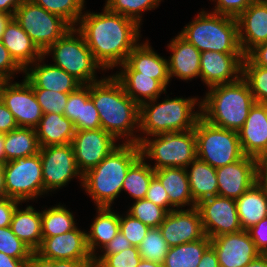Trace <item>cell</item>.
<instances>
[{"label": "cell", "mask_w": 267, "mask_h": 267, "mask_svg": "<svg viewBox=\"0 0 267 267\" xmlns=\"http://www.w3.org/2000/svg\"><path fill=\"white\" fill-rule=\"evenodd\" d=\"M78 31L102 69H112L126 62L138 45L140 25L131 18L110 11L82 14Z\"/></svg>", "instance_id": "1"}, {"label": "cell", "mask_w": 267, "mask_h": 267, "mask_svg": "<svg viewBox=\"0 0 267 267\" xmlns=\"http://www.w3.org/2000/svg\"><path fill=\"white\" fill-rule=\"evenodd\" d=\"M90 98L98 110L101 129L116 140L126 136V143L139 144V137L133 134L135 125L139 126V105L114 76L91 83Z\"/></svg>", "instance_id": "2"}, {"label": "cell", "mask_w": 267, "mask_h": 267, "mask_svg": "<svg viewBox=\"0 0 267 267\" xmlns=\"http://www.w3.org/2000/svg\"><path fill=\"white\" fill-rule=\"evenodd\" d=\"M140 156L139 144H119L101 163L83 174L82 186L97 207H111L122 191L128 169Z\"/></svg>", "instance_id": "3"}, {"label": "cell", "mask_w": 267, "mask_h": 267, "mask_svg": "<svg viewBox=\"0 0 267 267\" xmlns=\"http://www.w3.org/2000/svg\"><path fill=\"white\" fill-rule=\"evenodd\" d=\"M198 102L201 117L212 125L238 132L256 103L247 82L241 77L233 83L210 87Z\"/></svg>", "instance_id": "4"}, {"label": "cell", "mask_w": 267, "mask_h": 267, "mask_svg": "<svg viewBox=\"0 0 267 267\" xmlns=\"http://www.w3.org/2000/svg\"><path fill=\"white\" fill-rule=\"evenodd\" d=\"M157 99L139 105V130L149 136L189 131L195 128L201 112H194L197 98L166 99L157 104ZM154 103V104H153Z\"/></svg>", "instance_id": "5"}, {"label": "cell", "mask_w": 267, "mask_h": 267, "mask_svg": "<svg viewBox=\"0 0 267 267\" xmlns=\"http://www.w3.org/2000/svg\"><path fill=\"white\" fill-rule=\"evenodd\" d=\"M180 35L200 52L242 53L234 17L201 11Z\"/></svg>", "instance_id": "6"}, {"label": "cell", "mask_w": 267, "mask_h": 267, "mask_svg": "<svg viewBox=\"0 0 267 267\" xmlns=\"http://www.w3.org/2000/svg\"><path fill=\"white\" fill-rule=\"evenodd\" d=\"M155 139L139 137L141 157L156 160L153 170L185 168L197 158L194 129L153 135ZM157 137V138H156Z\"/></svg>", "instance_id": "7"}, {"label": "cell", "mask_w": 267, "mask_h": 267, "mask_svg": "<svg viewBox=\"0 0 267 267\" xmlns=\"http://www.w3.org/2000/svg\"><path fill=\"white\" fill-rule=\"evenodd\" d=\"M79 34L74 36V34ZM76 37V38H75ZM53 52L54 65L72 75L81 84L97 82L95 70L101 65L95 60L82 34L70 28L59 40L51 44L43 53Z\"/></svg>", "instance_id": "8"}, {"label": "cell", "mask_w": 267, "mask_h": 267, "mask_svg": "<svg viewBox=\"0 0 267 267\" xmlns=\"http://www.w3.org/2000/svg\"><path fill=\"white\" fill-rule=\"evenodd\" d=\"M197 158L215 169L242 159L238 132L217 127L200 117L194 128Z\"/></svg>", "instance_id": "9"}, {"label": "cell", "mask_w": 267, "mask_h": 267, "mask_svg": "<svg viewBox=\"0 0 267 267\" xmlns=\"http://www.w3.org/2000/svg\"><path fill=\"white\" fill-rule=\"evenodd\" d=\"M14 18L42 53L72 28L64 19L32 0H24L16 9Z\"/></svg>", "instance_id": "10"}, {"label": "cell", "mask_w": 267, "mask_h": 267, "mask_svg": "<svg viewBox=\"0 0 267 267\" xmlns=\"http://www.w3.org/2000/svg\"><path fill=\"white\" fill-rule=\"evenodd\" d=\"M3 167L8 198L22 203L43 195L44 185L40 153L8 161Z\"/></svg>", "instance_id": "11"}, {"label": "cell", "mask_w": 267, "mask_h": 267, "mask_svg": "<svg viewBox=\"0 0 267 267\" xmlns=\"http://www.w3.org/2000/svg\"><path fill=\"white\" fill-rule=\"evenodd\" d=\"M39 153L42 164L44 193L65 186L74 176L80 177L81 182H83V175L77 168L71 143L49 145L40 148Z\"/></svg>", "instance_id": "12"}, {"label": "cell", "mask_w": 267, "mask_h": 267, "mask_svg": "<svg viewBox=\"0 0 267 267\" xmlns=\"http://www.w3.org/2000/svg\"><path fill=\"white\" fill-rule=\"evenodd\" d=\"M0 81V99L13 114L18 127L35 129L43 112L32 86L24 79L20 83Z\"/></svg>", "instance_id": "13"}, {"label": "cell", "mask_w": 267, "mask_h": 267, "mask_svg": "<svg viewBox=\"0 0 267 267\" xmlns=\"http://www.w3.org/2000/svg\"><path fill=\"white\" fill-rule=\"evenodd\" d=\"M196 207L201 215L204 233L210 239L242 231L235 199L217 195L201 200Z\"/></svg>", "instance_id": "14"}, {"label": "cell", "mask_w": 267, "mask_h": 267, "mask_svg": "<svg viewBox=\"0 0 267 267\" xmlns=\"http://www.w3.org/2000/svg\"><path fill=\"white\" fill-rule=\"evenodd\" d=\"M115 141L111 134L101 128L75 131L71 145L82 175L101 163L117 147Z\"/></svg>", "instance_id": "15"}, {"label": "cell", "mask_w": 267, "mask_h": 267, "mask_svg": "<svg viewBox=\"0 0 267 267\" xmlns=\"http://www.w3.org/2000/svg\"><path fill=\"white\" fill-rule=\"evenodd\" d=\"M159 229L169 247L194 242L205 236L197 207L168 212Z\"/></svg>", "instance_id": "16"}, {"label": "cell", "mask_w": 267, "mask_h": 267, "mask_svg": "<svg viewBox=\"0 0 267 267\" xmlns=\"http://www.w3.org/2000/svg\"><path fill=\"white\" fill-rule=\"evenodd\" d=\"M219 267H245L261 255L247 230L211 238Z\"/></svg>", "instance_id": "17"}, {"label": "cell", "mask_w": 267, "mask_h": 267, "mask_svg": "<svg viewBox=\"0 0 267 267\" xmlns=\"http://www.w3.org/2000/svg\"><path fill=\"white\" fill-rule=\"evenodd\" d=\"M244 57L243 53L201 52L200 77L202 81L208 88L236 82L242 76Z\"/></svg>", "instance_id": "18"}, {"label": "cell", "mask_w": 267, "mask_h": 267, "mask_svg": "<svg viewBox=\"0 0 267 267\" xmlns=\"http://www.w3.org/2000/svg\"><path fill=\"white\" fill-rule=\"evenodd\" d=\"M258 159L244 156L242 159L216 169L218 195L237 199L249 190L257 179Z\"/></svg>", "instance_id": "19"}, {"label": "cell", "mask_w": 267, "mask_h": 267, "mask_svg": "<svg viewBox=\"0 0 267 267\" xmlns=\"http://www.w3.org/2000/svg\"><path fill=\"white\" fill-rule=\"evenodd\" d=\"M86 234L75 227L61 235L43 237L36 252L52 260H93L88 250Z\"/></svg>", "instance_id": "20"}, {"label": "cell", "mask_w": 267, "mask_h": 267, "mask_svg": "<svg viewBox=\"0 0 267 267\" xmlns=\"http://www.w3.org/2000/svg\"><path fill=\"white\" fill-rule=\"evenodd\" d=\"M236 20L239 44L244 55L258 44L267 42V2H252Z\"/></svg>", "instance_id": "21"}, {"label": "cell", "mask_w": 267, "mask_h": 267, "mask_svg": "<svg viewBox=\"0 0 267 267\" xmlns=\"http://www.w3.org/2000/svg\"><path fill=\"white\" fill-rule=\"evenodd\" d=\"M238 135L245 156L256 159L267 157V115L260 103L250 108Z\"/></svg>", "instance_id": "22"}, {"label": "cell", "mask_w": 267, "mask_h": 267, "mask_svg": "<svg viewBox=\"0 0 267 267\" xmlns=\"http://www.w3.org/2000/svg\"><path fill=\"white\" fill-rule=\"evenodd\" d=\"M3 45L8 49L14 61L25 71L29 64L45 58L43 53L33 43L27 32L13 17L6 25L2 37Z\"/></svg>", "instance_id": "23"}, {"label": "cell", "mask_w": 267, "mask_h": 267, "mask_svg": "<svg viewBox=\"0 0 267 267\" xmlns=\"http://www.w3.org/2000/svg\"><path fill=\"white\" fill-rule=\"evenodd\" d=\"M34 65V68H27L24 71V79L32 88L69 94L82 85L72 75L68 74L60 67L51 64L40 65L39 63L35 64V62Z\"/></svg>", "instance_id": "24"}, {"label": "cell", "mask_w": 267, "mask_h": 267, "mask_svg": "<svg viewBox=\"0 0 267 267\" xmlns=\"http://www.w3.org/2000/svg\"><path fill=\"white\" fill-rule=\"evenodd\" d=\"M170 42L168 48L173 52L168 60L170 78L176 76L190 80L200 76L201 52L180 34Z\"/></svg>", "instance_id": "25"}, {"label": "cell", "mask_w": 267, "mask_h": 267, "mask_svg": "<svg viewBox=\"0 0 267 267\" xmlns=\"http://www.w3.org/2000/svg\"><path fill=\"white\" fill-rule=\"evenodd\" d=\"M120 66L123 70L113 76L120 82L126 94L138 105L147 100H154L163 91L166 92V88L152 76L140 75L127 62Z\"/></svg>", "instance_id": "26"}, {"label": "cell", "mask_w": 267, "mask_h": 267, "mask_svg": "<svg viewBox=\"0 0 267 267\" xmlns=\"http://www.w3.org/2000/svg\"><path fill=\"white\" fill-rule=\"evenodd\" d=\"M126 62L140 75L152 76L165 88L170 81L168 60L154 52L145 42L139 44L129 53Z\"/></svg>", "instance_id": "27"}, {"label": "cell", "mask_w": 267, "mask_h": 267, "mask_svg": "<svg viewBox=\"0 0 267 267\" xmlns=\"http://www.w3.org/2000/svg\"><path fill=\"white\" fill-rule=\"evenodd\" d=\"M154 176L160 181L166 190L172 209L191 205L196 207L190 190L187 169L185 168H162L155 170Z\"/></svg>", "instance_id": "28"}, {"label": "cell", "mask_w": 267, "mask_h": 267, "mask_svg": "<svg viewBox=\"0 0 267 267\" xmlns=\"http://www.w3.org/2000/svg\"><path fill=\"white\" fill-rule=\"evenodd\" d=\"M40 147L65 145L71 143L75 128L73 123L62 114H43L35 128Z\"/></svg>", "instance_id": "29"}, {"label": "cell", "mask_w": 267, "mask_h": 267, "mask_svg": "<svg viewBox=\"0 0 267 267\" xmlns=\"http://www.w3.org/2000/svg\"><path fill=\"white\" fill-rule=\"evenodd\" d=\"M242 230L267 217V194L257 182L235 200Z\"/></svg>", "instance_id": "30"}, {"label": "cell", "mask_w": 267, "mask_h": 267, "mask_svg": "<svg viewBox=\"0 0 267 267\" xmlns=\"http://www.w3.org/2000/svg\"><path fill=\"white\" fill-rule=\"evenodd\" d=\"M10 228L33 251L40 247L43 240L41 212L35 211L32 206L24 210L16 207Z\"/></svg>", "instance_id": "31"}, {"label": "cell", "mask_w": 267, "mask_h": 267, "mask_svg": "<svg viewBox=\"0 0 267 267\" xmlns=\"http://www.w3.org/2000/svg\"><path fill=\"white\" fill-rule=\"evenodd\" d=\"M190 165L191 169L187 170V175L194 202L198 204L201 200L217 196L216 169L198 158Z\"/></svg>", "instance_id": "32"}, {"label": "cell", "mask_w": 267, "mask_h": 267, "mask_svg": "<svg viewBox=\"0 0 267 267\" xmlns=\"http://www.w3.org/2000/svg\"><path fill=\"white\" fill-rule=\"evenodd\" d=\"M98 215L91 224L89 234L87 232V246L93 258L98 246L105 247L119 232V214L111 211V207H98Z\"/></svg>", "instance_id": "33"}, {"label": "cell", "mask_w": 267, "mask_h": 267, "mask_svg": "<svg viewBox=\"0 0 267 267\" xmlns=\"http://www.w3.org/2000/svg\"><path fill=\"white\" fill-rule=\"evenodd\" d=\"M5 163L16 158L30 157L40 152V144L33 128L17 127L4 134Z\"/></svg>", "instance_id": "34"}, {"label": "cell", "mask_w": 267, "mask_h": 267, "mask_svg": "<svg viewBox=\"0 0 267 267\" xmlns=\"http://www.w3.org/2000/svg\"><path fill=\"white\" fill-rule=\"evenodd\" d=\"M211 245V239H202L170 247L163 262L164 267H198L205 250Z\"/></svg>", "instance_id": "35"}, {"label": "cell", "mask_w": 267, "mask_h": 267, "mask_svg": "<svg viewBox=\"0 0 267 267\" xmlns=\"http://www.w3.org/2000/svg\"><path fill=\"white\" fill-rule=\"evenodd\" d=\"M146 158L139 157L128 169L123 181L122 191H127L135 200L145 199L149 184L155 170L145 162Z\"/></svg>", "instance_id": "36"}, {"label": "cell", "mask_w": 267, "mask_h": 267, "mask_svg": "<svg viewBox=\"0 0 267 267\" xmlns=\"http://www.w3.org/2000/svg\"><path fill=\"white\" fill-rule=\"evenodd\" d=\"M42 237H53L73 230L74 216L65 207L57 205L41 212Z\"/></svg>", "instance_id": "37"}, {"label": "cell", "mask_w": 267, "mask_h": 267, "mask_svg": "<svg viewBox=\"0 0 267 267\" xmlns=\"http://www.w3.org/2000/svg\"><path fill=\"white\" fill-rule=\"evenodd\" d=\"M46 11L58 15L74 27L83 13L84 0H32Z\"/></svg>", "instance_id": "38"}, {"label": "cell", "mask_w": 267, "mask_h": 267, "mask_svg": "<svg viewBox=\"0 0 267 267\" xmlns=\"http://www.w3.org/2000/svg\"><path fill=\"white\" fill-rule=\"evenodd\" d=\"M241 77L247 82L256 103L267 101V68L253 65L244 57Z\"/></svg>", "instance_id": "39"}, {"label": "cell", "mask_w": 267, "mask_h": 267, "mask_svg": "<svg viewBox=\"0 0 267 267\" xmlns=\"http://www.w3.org/2000/svg\"><path fill=\"white\" fill-rule=\"evenodd\" d=\"M170 247L158 228H150L138 250L142 259L163 264Z\"/></svg>", "instance_id": "40"}, {"label": "cell", "mask_w": 267, "mask_h": 267, "mask_svg": "<svg viewBox=\"0 0 267 267\" xmlns=\"http://www.w3.org/2000/svg\"><path fill=\"white\" fill-rule=\"evenodd\" d=\"M161 0H107L106 7L125 17L131 18L140 25L141 12L151 10L159 6Z\"/></svg>", "instance_id": "41"}, {"label": "cell", "mask_w": 267, "mask_h": 267, "mask_svg": "<svg viewBox=\"0 0 267 267\" xmlns=\"http://www.w3.org/2000/svg\"><path fill=\"white\" fill-rule=\"evenodd\" d=\"M167 211L146 199H139L130 207L128 214L140 220L150 228H158L164 221Z\"/></svg>", "instance_id": "42"}, {"label": "cell", "mask_w": 267, "mask_h": 267, "mask_svg": "<svg viewBox=\"0 0 267 267\" xmlns=\"http://www.w3.org/2000/svg\"><path fill=\"white\" fill-rule=\"evenodd\" d=\"M0 252L16 259L29 260L33 250L20 240L9 226L0 227Z\"/></svg>", "instance_id": "43"}, {"label": "cell", "mask_w": 267, "mask_h": 267, "mask_svg": "<svg viewBox=\"0 0 267 267\" xmlns=\"http://www.w3.org/2000/svg\"><path fill=\"white\" fill-rule=\"evenodd\" d=\"M99 257V258H98ZM95 256L93 261L100 267H137L142 257L138 247L132 246L118 254Z\"/></svg>", "instance_id": "44"}, {"label": "cell", "mask_w": 267, "mask_h": 267, "mask_svg": "<svg viewBox=\"0 0 267 267\" xmlns=\"http://www.w3.org/2000/svg\"><path fill=\"white\" fill-rule=\"evenodd\" d=\"M33 91L43 114H64L69 94L40 88H33Z\"/></svg>", "instance_id": "45"}, {"label": "cell", "mask_w": 267, "mask_h": 267, "mask_svg": "<svg viewBox=\"0 0 267 267\" xmlns=\"http://www.w3.org/2000/svg\"><path fill=\"white\" fill-rule=\"evenodd\" d=\"M120 231L126 237V239L132 244V246L138 247L150 227L145 225L140 220L132 217L130 214L124 216L119 215Z\"/></svg>", "instance_id": "46"}, {"label": "cell", "mask_w": 267, "mask_h": 267, "mask_svg": "<svg viewBox=\"0 0 267 267\" xmlns=\"http://www.w3.org/2000/svg\"><path fill=\"white\" fill-rule=\"evenodd\" d=\"M90 98V84H82L75 91L69 93L64 116L73 124L80 118L81 102Z\"/></svg>", "instance_id": "47"}, {"label": "cell", "mask_w": 267, "mask_h": 267, "mask_svg": "<svg viewBox=\"0 0 267 267\" xmlns=\"http://www.w3.org/2000/svg\"><path fill=\"white\" fill-rule=\"evenodd\" d=\"M73 125L76 131L101 128L99 113L91 98L81 102L80 118Z\"/></svg>", "instance_id": "48"}, {"label": "cell", "mask_w": 267, "mask_h": 267, "mask_svg": "<svg viewBox=\"0 0 267 267\" xmlns=\"http://www.w3.org/2000/svg\"><path fill=\"white\" fill-rule=\"evenodd\" d=\"M255 1L258 0H217L213 13L237 18Z\"/></svg>", "instance_id": "49"}, {"label": "cell", "mask_w": 267, "mask_h": 267, "mask_svg": "<svg viewBox=\"0 0 267 267\" xmlns=\"http://www.w3.org/2000/svg\"><path fill=\"white\" fill-rule=\"evenodd\" d=\"M145 199L164 208L167 212L174 210L172 208L170 209L172 205L169 203L166 190L155 176L149 184Z\"/></svg>", "instance_id": "50"}, {"label": "cell", "mask_w": 267, "mask_h": 267, "mask_svg": "<svg viewBox=\"0 0 267 267\" xmlns=\"http://www.w3.org/2000/svg\"><path fill=\"white\" fill-rule=\"evenodd\" d=\"M24 70L14 61L8 49L0 40V81H11L14 72Z\"/></svg>", "instance_id": "51"}, {"label": "cell", "mask_w": 267, "mask_h": 267, "mask_svg": "<svg viewBox=\"0 0 267 267\" xmlns=\"http://www.w3.org/2000/svg\"><path fill=\"white\" fill-rule=\"evenodd\" d=\"M247 232L261 254H267V217L251 226Z\"/></svg>", "instance_id": "52"}, {"label": "cell", "mask_w": 267, "mask_h": 267, "mask_svg": "<svg viewBox=\"0 0 267 267\" xmlns=\"http://www.w3.org/2000/svg\"><path fill=\"white\" fill-rule=\"evenodd\" d=\"M20 201L12 198L0 199V227H9L13 213Z\"/></svg>", "instance_id": "53"}, {"label": "cell", "mask_w": 267, "mask_h": 267, "mask_svg": "<svg viewBox=\"0 0 267 267\" xmlns=\"http://www.w3.org/2000/svg\"><path fill=\"white\" fill-rule=\"evenodd\" d=\"M132 247V244L126 239V237L122 234V232L119 230L117 235L103 247L105 251L103 255H113L118 254L124 249H128Z\"/></svg>", "instance_id": "54"}, {"label": "cell", "mask_w": 267, "mask_h": 267, "mask_svg": "<svg viewBox=\"0 0 267 267\" xmlns=\"http://www.w3.org/2000/svg\"><path fill=\"white\" fill-rule=\"evenodd\" d=\"M245 57L253 64L267 68V42L258 44Z\"/></svg>", "instance_id": "55"}, {"label": "cell", "mask_w": 267, "mask_h": 267, "mask_svg": "<svg viewBox=\"0 0 267 267\" xmlns=\"http://www.w3.org/2000/svg\"><path fill=\"white\" fill-rule=\"evenodd\" d=\"M18 124L13 114L8 110L0 99V133L7 134L16 129Z\"/></svg>", "instance_id": "56"}, {"label": "cell", "mask_w": 267, "mask_h": 267, "mask_svg": "<svg viewBox=\"0 0 267 267\" xmlns=\"http://www.w3.org/2000/svg\"><path fill=\"white\" fill-rule=\"evenodd\" d=\"M256 182L267 194V157L258 159Z\"/></svg>", "instance_id": "57"}, {"label": "cell", "mask_w": 267, "mask_h": 267, "mask_svg": "<svg viewBox=\"0 0 267 267\" xmlns=\"http://www.w3.org/2000/svg\"><path fill=\"white\" fill-rule=\"evenodd\" d=\"M198 267H219L216 252L211 245L205 250Z\"/></svg>", "instance_id": "58"}, {"label": "cell", "mask_w": 267, "mask_h": 267, "mask_svg": "<svg viewBox=\"0 0 267 267\" xmlns=\"http://www.w3.org/2000/svg\"><path fill=\"white\" fill-rule=\"evenodd\" d=\"M25 267H53V260L44 258L33 251L32 257L26 262Z\"/></svg>", "instance_id": "59"}, {"label": "cell", "mask_w": 267, "mask_h": 267, "mask_svg": "<svg viewBox=\"0 0 267 267\" xmlns=\"http://www.w3.org/2000/svg\"><path fill=\"white\" fill-rule=\"evenodd\" d=\"M93 260H53V267H90Z\"/></svg>", "instance_id": "60"}, {"label": "cell", "mask_w": 267, "mask_h": 267, "mask_svg": "<svg viewBox=\"0 0 267 267\" xmlns=\"http://www.w3.org/2000/svg\"><path fill=\"white\" fill-rule=\"evenodd\" d=\"M28 260H20L0 252V267H25Z\"/></svg>", "instance_id": "61"}, {"label": "cell", "mask_w": 267, "mask_h": 267, "mask_svg": "<svg viewBox=\"0 0 267 267\" xmlns=\"http://www.w3.org/2000/svg\"><path fill=\"white\" fill-rule=\"evenodd\" d=\"M23 1L24 0H0V12L10 14L14 17L16 9Z\"/></svg>", "instance_id": "62"}, {"label": "cell", "mask_w": 267, "mask_h": 267, "mask_svg": "<svg viewBox=\"0 0 267 267\" xmlns=\"http://www.w3.org/2000/svg\"><path fill=\"white\" fill-rule=\"evenodd\" d=\"M12 18V15L0 12V40H2L3 32L5 31L6 25Z\"/></svg>", "instance_id": "63"}, {"label": "cell", "mask_w": 267, "mask_h": 267, "mask_svg": "<svg viewBox=\"0 0 267 267\" xmlns=\"http://www.w3.org/2000/svg\"><path fill=\"white\" fill-rule=\"evenodd\" d=\"M245 267H267V254H261L258 258L251 261Z\"/></svg>", "instance_id": "64"}, {"label": "cell", "mask_w": 267, "mask_h": 267, "mask_svg": "<svg viewBox=\"0 0 267 267\" xmlns=\"http://www.w3.org/2000/svg\"><path fill=\"white\" fill-rule=\"evenodd\" d=\"M4 167L0 164V199L6 198Z\"/></svg>", "instance_id": "65"}, {"label": "cell", "mask_w": 267, "mask_h": 267, "mask_svg": "<svg viewBox=\"0 0 267 267\" xmlns=\"http://www.w3.org/2000/svg\"><path fill=\"white\" fill-rule=\"evenodd\" d=\"M137 267H164L163 264L142 259Z\"/></svg>", "instance_id": "66"}, {"label": "cell", "mask_w": 267, "mask_h": 267, "mask_svg": "<svg viewBox=\"0 0 267 267\" xmlns=\"http://www.w3.org/2000/svg\"><path fill=\"white\" fill-rule=\"evenodd\" d=\"M4 134L0 133V164H5Z\"/></svg>", "instance_id": "67"}, {"label": "cell", "mask_w": 267, "mask_h": 267, "mask_svg": "<svg viewBox=\"0 0 267 267\" xmlns=\"http://www.w3.org/2000/svg\"><path fill=\"white\" fill-rule=\"evenodd\" d=\"M260 104L264 107L266 115H267V101L261 102Z\"/></svg>", "instance_id": "68"}, {"label": "cell", "mask_w": 267, "mask_h": 267, "mask_svg": "<svg viewBox=\"0 0 267 267\" xmlns=\"http://www.w3.org/2000/svg\"><path fill=\"white\" fill-rule=\"evenodd\" d=\"M90 267H100V266L93 262Z\"/></svg>", "instance_id": "69"}]
</instances>
